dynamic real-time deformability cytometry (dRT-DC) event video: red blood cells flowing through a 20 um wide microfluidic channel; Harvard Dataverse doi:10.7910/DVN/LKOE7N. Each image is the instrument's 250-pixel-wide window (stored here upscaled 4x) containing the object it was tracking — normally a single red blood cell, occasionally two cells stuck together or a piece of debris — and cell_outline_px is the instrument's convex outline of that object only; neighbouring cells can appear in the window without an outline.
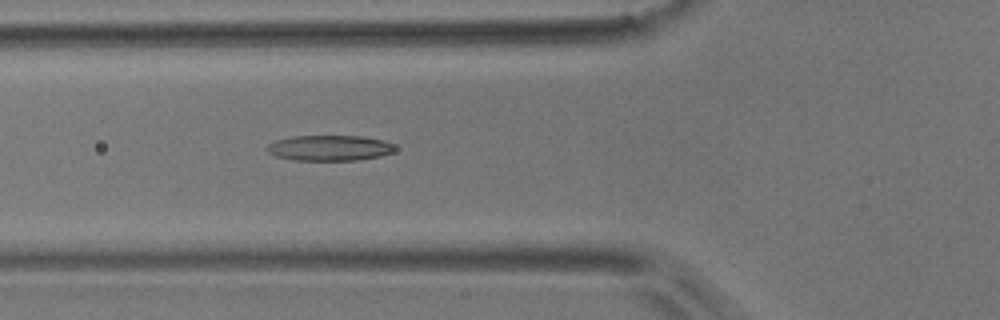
{"species": "common noctule bat (a hibernating species)", "species_latin": "Nyctalus noctula", "temperature_condition": "room temperature", "stored_images_in_passage": 5, "camera_frame_rate_fps": 3000, "um_per_image_px": 0.085, "animal": {"sex": "male", "body_mass_g": 17.9}, "frame": {"image": 1, "passage_image": 5, "time_ms": 4.667, "image_size_px": [1000, 320], "cell_outline_px": [[396, 148], [392, 152], [380, 156], [356, 160], [292, 160], [276, 156], [268, 152], [264, 148], [268, 144], [276, 140], [292, 136], [364, 136], [384, 140], [392, 144]], "centroid_in_image_um": [27.98, 12.57], "position_along_channel_um": 97.8, "area_um2": 19.07}}